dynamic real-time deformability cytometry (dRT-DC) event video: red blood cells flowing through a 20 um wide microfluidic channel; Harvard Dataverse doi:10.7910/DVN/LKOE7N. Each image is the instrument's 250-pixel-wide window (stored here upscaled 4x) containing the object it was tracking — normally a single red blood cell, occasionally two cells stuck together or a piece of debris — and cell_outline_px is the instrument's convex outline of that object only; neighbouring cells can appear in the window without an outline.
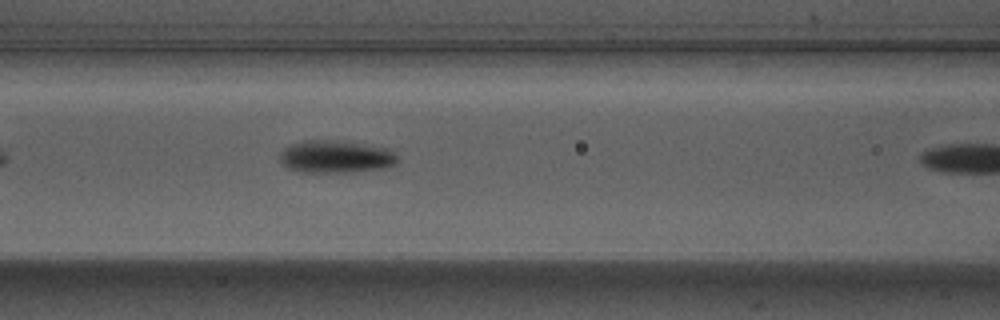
{"species": "Egyptian fruit bat (a non-hibernating species)", "species_latin": "Rousettus aegyptiacus", "temperature_condition": "warm", "stored_images_in_passage": 10, "camera_frame_rate_fps": 3000, "um_per_image_px": 0.085, "animal": {"sex": "male"}, "frame": {"image": 1, "passage_image": 9, "time_ms": 2.667, "image_size_px": [1000, 320], "cell_outline_px": [[396, 164], [384, 168], [348, 172], [300, 172], [288, 168], [280, 160], [280, 152], [284, 148], [292, 144], [304, 140], [344, 140], [388, 148], [396, 156]], "centroid_in_image_um": [28.53, 13.3], "position_along_channel_um": 138.1, "area_um2": 22.37}}